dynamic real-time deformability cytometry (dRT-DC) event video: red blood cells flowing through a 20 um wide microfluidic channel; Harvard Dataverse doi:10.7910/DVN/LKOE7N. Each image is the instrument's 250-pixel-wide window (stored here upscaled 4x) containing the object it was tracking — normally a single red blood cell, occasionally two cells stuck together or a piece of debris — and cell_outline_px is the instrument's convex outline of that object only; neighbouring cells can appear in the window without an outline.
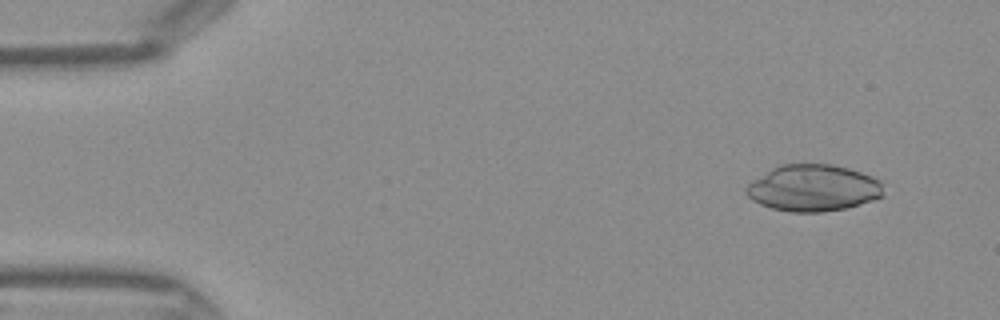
{"species": "Egyptian fruit bat (a non-hibernating species)", "species_latin": "Rousettus aegyptiacus", "temperature_condition": "warm", "stored_images_in_passage": 11, "camera_frame_rate_fps": 3000, "um_per_image_px": 0.085, "frame": {"image": 1, "passage_image": 4, "time_ms": 1.0, "image_size_px": [1000, 320], "cell_outline_px": [[884, 196], [860, 204], [844, 208], [820, 212], [788, 212], [772, 208], [760, 204], [752, 200], [748, 196], [744, 188], [748, 184], [772, 168], [780, 164], [832, 164], [848, 168], [872, 176], [880, 180]], "centroid_in_image_um": [69.12, 15.98], "position_along_channel_um": 15.9, "area_um2": 37.17}}